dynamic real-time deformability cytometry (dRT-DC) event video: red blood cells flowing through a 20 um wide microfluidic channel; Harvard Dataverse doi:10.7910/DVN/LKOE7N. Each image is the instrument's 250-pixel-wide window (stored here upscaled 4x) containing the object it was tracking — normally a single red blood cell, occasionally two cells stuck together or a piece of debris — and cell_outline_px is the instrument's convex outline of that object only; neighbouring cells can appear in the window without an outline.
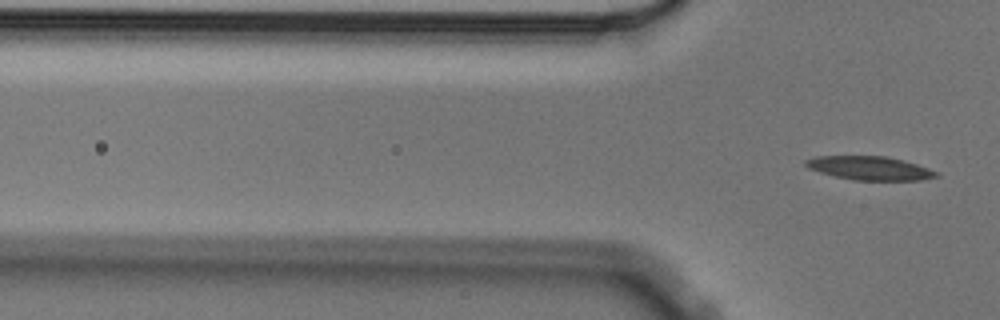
{"species": "Egyptian fruit bat (a non-hibernating species)", "species_latin": "Rousettus aegyptiacus", "temperature_condition": "cold", "stored_images_in_passage": 5, "camera_frame_rate_fps": 3000, "um_per_image_px": 0.085, "animal": {"sex": "male"}, "frame": {"image": 1, "passage_image": 5, "time_ms": 1.333, "image_size_px": [1000, 320], "cell_outline_px": [[940, 176], [920, 180], [852, 180], [820, 172], [808, 168], [804, 164], [804, 160], [816, 156], [884, 156], [904, 160], [928, 168], [936, 172]], "centroid_in_image_um": [73.91, 14.29], "position_along_channel_um": 51.9, "area_um2": 17.92}}